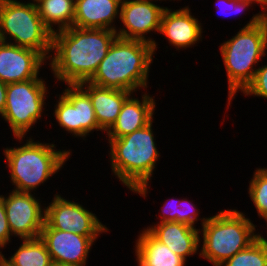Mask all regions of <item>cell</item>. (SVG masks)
I'll return each instance as SVG.
<instances>
[{
	"label": "cell",
	"mask_w": 267,
	"mask_h": 266,
	"mask_svg": "<svg viewBox=\"0 0 267 266\" xmlns=\"http://www.w3.org/2000/svg\"><path fill=\"white\" fill-rule=\"evenodd\" d=\"M0 41L38 51L49 60L53 33L43 23L36 5L6 0L1 12Z\"/></svg>",
	"instance_id": "cell-7"
},
{
	"label": "cell",
	"mask_w": 267,
	"mask_h": 266,
	"mask_svg": "<svg viewBox=\"0 0 267 266\" xmlns=\"http://www.w3.org/2000/svg\"><path fill=\"white\" fill-rule=\"evenodd\" d=\"M109 29L69 27L53 33L49 70L56 80L64 84L88 81L117 38Z\"/></svg>",
	"instance_id": "cell-1"
},
{
	"label": "cell",
	"mask_w": 267,
	"mask_h": 266,
	"mask_svg": "<svg viewBox=\"0 0 267 266\" xmlns=\"http://www.w3.org/2000/svg\"><path fill=\"white\" fill-rule=\"evenodd\" d=\"M169 200V201H168ZM166 200L167 202H164V204L162 205L161 209H159L160 214L159 218L160 221L152 223V224H156V223H162V222H177V209H178V203L180 202V198L176 199L174 197L170 198Z\"/></svg>",
	"instance_id": "cell-29"
},
{
	"label": "cell",
	"mask_w": 267,
	"mask_h": 266,
	"mask_svg": "<svg viewBox=\"0 0 267 266\" xmlns=\"http://www.w3.org/2000/svg\"><path fill=\"white\" fill-rule=\"evenodd\" d=\"M245 214L231 208L210 215L199 229V259L219 266L254 242L261 233L257 232L258 226Z\"/></svg>",
	"instance_id": "cell-6"
},
{
	"label": "cell",
	"mask_w": 267,
	"mask_h": 266,
	"mask_svg": "<svg viewBox=\"0 0 267 266\" xmlns=\"http://www.w3.org/2000/svg\"><path fill=\"white\" fill-rule=\"evenodd\" d=\"M145 90L139 97L135 98L132 93L123 103L117 120L105 133L106 138H120L131 134L135 130L145 127L154 119L156 110L155 96Z\"/></svg>",
	"instance_id": "cell-16"
},
{
	"label": "cell",
	"mask_w": 267,
	"mask_h": 266,
	"mask_svg": "<svg viewBox=\"0 0 267 266\" xmlns=\"http://www.w3.org/2000/svg\"><path fill=\"white\" fill-rule=\"evenodd\" d=\"M45 205V222L52 228L70 231L81 236H101L110 232L106 224L77 200H67L61 194L53 195Z\"/></svg>",
	"instance_id": "cell-10"
},
{
	"label": "cell",
	"mask_w": 267,
	"mask_h": 266,
	"mask_svg": "<svg viewBox=\"0 0 267 266\" xmlns=\"http://www.w3.org/2000/svg\"><path fill=\"white\" fill-rule=\"evenodd\" d=\"M47 63L38 51L0 41V80L5 84L43 78L40 72Z\"/></svg>",
	"instance_id": "cell-14"
},
{
	"label": "cell",
	"mask_w": 267,
	"mask_h": 266,
	"mask_svg": "<svg viewBox=\"0 0 267 266\" xmlns=\"http://www.w3.org/2000/svg\"><path fill=\"white\" fill-rule=\"evenodd\" d=\"M7 84L0 80V116L3 114L6 105Z\"/></svg>",
	"instance_id": "cell-30"
},
{
	"label": "cell",
	"mask_w": 267,
	"mask_h": 266,
	"mask_svg": "<svg viewBox=\"0 0 267 266\" xmlns=\"http://www.w3.org/2000/svg\"><path fill=\"white\" fill-rule=\"evenodd\" d=\"M249 19L234 36L218 46L227 76L226 110L231 109L229 107L237 93H242L253 81L259 62L267 56L265 14L259 11Z\"/></svg>",
	"instance_id": "cell-3"
},
{
	"label": "cell",
	"mask_w": 267,
	"mask_h": 266,
	"mask_svg": "<svg viewBox=\"0 0 267 266\" xmlns=\"http://www.w3.org/2000/svg\"><path fill=\"white\" fill-rule=\"evenodd\" d=\"M165 8L155 4V1L122 0L118 20V23L122 25L117 26V36L122 39L142 40L151 43L155 55L159 44L151 35L157 32L159 34L161 17Z\"/></svg>",
	"instance_id": "cell-11"
},
{
	"label": "cell",
	"mask_w": 267,
	"mask_h": 266,
	"mask_svg": "<svg viewBox=\"0 0 267 266\" xmlns=\"http://www.w3.org/2000/svg\"><path fill=\"white\" fill-rule=\"evenodd\" d=\"M5 1L6 0H0V19H1L2 8H3V5H4Z\"/></svg>",
	"instance_id": "cell-33"
},
{
	"label": "cell",
	"mask_w": 267,
	"mask_h": 266,
	"mask_svg": "<svg viewBox=\"0 0 267 266\" xmlns=\"http://www.w3.org/2000/svg\"><path fill=\"white\" fill-rule=\"evenodd\" d=\"M12 238L5 212L3 194H0V253L7 248V245L10 246L9 243H12Z\"/></svg>",
	"instance_id": "cell-28"
},
{
	"label": "cell",
	"mask_w": 267,
	"mask_h": 266,
	"mask_svg": "<svg viewBox=\"0 0 267 266\" xmlns=\"http://www.w3.org/2000/svg\"><path fill=\"white\" fill-rule=\"evenodd\" d=\"M191 11L189 5L179 9L166 7L161 17L159 34L178 52L198 46L199 41L202 42L204 38V24Z\"/></svg>",
	"instance_id": "cell-15"
},
{
	"label": "cell",
	"mask_w": 267,
	"mask_h": 266,
	"mask_svg": "<svg viewBox=\"0 0 267 266\" xmlns=\"http://www.w3.org/2000/svg\"><path fill=\"white\" fill-rule=\"evenodd\" d=\"M78 85L89 95L97 123L106 133L117 120L123 103L132 92L98 87L87 81L78 83Z\"/></svg>",
	"instance_id": "cell-19"
},
{
	"label": "cell",
	"mask_w": 267,
	"mask_h": 266,
	"mask_svg": "<svg viewBox=\"0 0 267 266\" xmlns=\"http://www.w3.org/2000/svg\"><path fill=\"white\" fill-rule=\"evenodd\" d=\"M153 55L151 43L117 37L87 82L132 93L145 91L149 87Z\"/></svg>",
	"instance_id": "cell-4"
},
{
	"label": "cell",
	"mask_w": 267,
	"mask_h": 266,
	"mask_svg": "<svg viewBox=\"0 0 267 266\" xmlns=\"http://www.w3.org/2000/svg\"><path fill=\"white\" fill-rule=\"evenodd\" d=\"M37 193L10 190L3 195L5 212L12 237L36 239L40 237L45 222V206ZM40 200V201H39Z\"/></svg>",
	"instance_id": "cell-12"
},
{
	"label": "cell",
	"mask_w": 267,
	"mask_h": 266,
	"mask_svg": "<svg viewBox=\"0 0 267 266\" xmlns=\"http://www.w3.org/2000/svg\"><path fill=\"white\" fill-rule=\"evenodd\" d=\"M45 79L35 78L7 84L6 105L1 119L7 122L14 137H26L28 132L30 134L35 124L42 122L43 113L48 111L45 107L48 103L45 101L50 96V88Z\"/></svg>",
	"instance_id": "cell-8"
},
{
	"label": "cell",
	"mask_w": 267,
	"mask_h": 266,
	"mask_svg": "<svg viewBox=\"0 0 267 266\" xmlns=\"http://www.w3.org/2000/svg\"><path fill=\"white\" fill-rule=\"evenodd\" d=\"M146 1H155L158 3V1H160L159 3H161L162 1H167V0H146ZM168 1H172V0H168ZM176 1V0H173ZM177 1H181V0H177Z\"/></svg>",
	"instance_id": "cell-35"
},
{
	"label": "cell",
	"mask_w": 267,
	"mask_h": 266,
	"mask_svg": "<svg viewBox=\"0 0 267 266\" xmlns=\"http://www.w3.org/2000/svg\"><path fill=\"white\" fill-rule=\"evenodd\" d=\"M153 123L154 119L145 127L120 138H104L109 144L111 175L142 198L150 194L149 185L161 156Z\"/></svg>",
	"instance_id": "cell-2"
},
{
	"label": "cell",
	"mask_w": 267,
	"mask_h": 266,
	"mask_svg": "<svg viewBox=\"0 0 267 266\" xmlns=\"http://www.w3.org/2000/svg\"><path fill=\"white\" fill-rule=\"evenodd\" d=\"M51 266H77V265H68V264L53 263Z\"/></svg>",
	"instance_id": "cell-34"
},
{
	"label": "cell",
	"mask_w": 267,
	"mask_h": 266,
	"mask_svg": "<svg viewBox=\"0 0 267 266\" xmlns=\"http://www.w3.org/2000/svg\"><path fill=\"white\" fill-rule=\"evenodd\" d=\"M14 139L21 145L3 147L2 152L14 191L36 192L39 186H43L52 176L59 174L58 172L72 156L71 148L60 150L56 148L57 144L52 142L34 141L32 135L26 139L25 137H14Z\"/></svg>",
	"instance_id": "cell-5"
},
{
	"label": "cell",
	"mask_w": 267,
	"mask_h": 266,
	"mask_svg": "<svg viewBox=\"0 0 267 266\" xmlns=\"http://www.w3.org/2000/svg\"><path fill=\"white\" fill-rule=\"evenodd\" d=\"M122 0H75L73 26L116 31Z\"/></svg>",
	"instance_id": "cell-18"
},
{
	"label": "cell",
	"mask_w": 267,
	"mask_h": 266,
	"mask_svg": "<svg viewBox=\"0 0 267 266\" xmlns=\"http://www.w3.org/2000/svg\"><path fill=\"white\" fill-rule=\"evenodd\" d=\"M29 3H32L33 5L39 4L43 0H27Z\"/></svg>",
	"instance_id": "cell-32"
},
{
	"label": "cell",
	"mask_w": 267,
	"mask_h": 266,
	"mask_svg": "<svg viewBox=\"0 0 267 266\" xmlns=\"http://www.w3.org/2000/svg\"><path fill=\"white\" fill-rule=\"evenodd\" d=\"M261 235L246 249L239 251L219 266H267L266 235Z\"/></svg>",
	"instance_id": "cell-23"
},
{
	"label": "cell",
	"mask_w": 267,
	"mask_h": 266,
	"mask_svg": "<svg viewBox=\"0 0 267 266\" xmlns=\"http://www.w3.org/2000/svg\"><path fill=\"white\" fill-rule=\"evenodd\" d=\"M11 256L0 253V261L5 266H51V256L45 243L39 238L23 239Z\"/></svg>",
	"instance_id": "cell-21"
},
{
	"label": "cell",
	"mask_w": 267,
	"mask_h": 266,
	"mask_svg": "<svg viewBox=\"0 0 267 266\" xmlns=\"http://www.w3.org/2000/svg\"><path fill=\"white\" fill-rule=\"evenodd\" d=\"M54 104L53 117L58 126L84 141L94 131H104L99 127L89 95L78 84H65Z\"/></svg>",
	"instance_id": "cell-9"
},
{
	"label": "cell",
	"mask_w": 267,
	"mask_h": 266,
	"mask_svg": "<svg viewBox=\"0 0 267 266\" xmlns=\"http://www.w3.org/2000/svg\"><path fill=\"white\" fill-rule=\"evenodd\" d=\"M137 235L134 252L138 266H186V261L158 241L147 229Z\"/></svg>",
	"instance_id": "cell-20"
},
{
	"label": "cell",
	"mask_w": 267,
	"mask_h": 266,
	"mask_svg": "<svg viewBox=\"0 0 267 266\" xmlns=\"http://www.w3.org/2000/svg\"><path fill=\"white\" fill-rule=\"evenodd\" d=\"M36 6L43 23L52 33L73 26L75 0H43Z\"/></svg>",
	"instance_id": "cell-22"
},
{
	"label": "cell",
	"mask_w": 267,
	"mask_h": 266,
	"mask_svg": "<svg viewBox=\"0 0 267 266\" xmlns=\"http://www.w3.org/2000/svg\"><path fill=\"white\" fill-rule=\"evenodd\" d=\"M267 63V62H266ZM246 97H260L267 99V64L258 67L256 70L253 81L242 92Z\"/></svg>",
	"instance_id": "cell-26"
},
{
	"label": "cell",
	"mask_w": 267,
	"mask_h": 266,
	"mask_svg": "<svg viewBox=\"0 0 267 266\" xmlns=\"http://www.w3.org/2000/svg\"><path fill=\"white\" fill-rule=\"evenodd\" d=\"M99 237L52 229L46 222L40 234L53 263L77 266H87L89 253Z\"/></svg>",
	"instance_id": "cell-13"
},
{
	"label": "cell",
	"mask_w": 267,
	"mask_h": 266,
	"mask_svg": "<svg viewBox=\"0 0 267 266\" xmlns=\"http://www.w3.org/2000/svg\"><path fill=\"white\" fill-rule=\"evenodd\" d=\"M144 228L186 262L187 257L200 254L199 226L194 228L181 222H162Z\"/></svg>",
	"instance_id": "cell-17"
},
{
	"label": "cell",
	"mask_w": 267,
	"mask_h": 266,
	"mask_svg": "<svg viewBox=\"0 0 267 266\" xmlns=\"http://www.w3.org/2000/svg\"><path fill=\"white\" fill-rule=\"evenodd\" d=\"M193 200L189 201L187 198L180 199L177 209V222L188 224L191 227L196 228L198 221H201V226L208 220L209 217H200V209L197 208Z\"/></svg>",
	"instance_id": "cell-25"
},
{
	"label": "cell",
	"mask_w": 267,
	"mask_h": 266,
	"mask_svg": "<svg viewBox=\"0 0 267 266\" xmlns=\"http://www.w3.org/2000/svg\"><path fill=\"white\" fill-rule=\"evenodd\" d=\"M254 5L258 4L260 8L262 9L261 11L265 14L267 12V0H251Z\"/></svg>",
	"instance_id": "cell-31"
},
{
	"label": "cell",
	"mask_w": 267,
	"mask_h": 266,
	"mask_svg": "<svg viewBox=\"0 0 267 266\" xmlns=\"http://www.w3.org/2000/svg\"><path fill=\"white\" fill-rule=\"evenodd\" d=\"M249 181L248 194L253 203L258 218L264 219L267 224V168H255Z\"/></svg>",
	"instance_id": "cell-24"
},
{
	"label": "cell",
	"mask_w": 267,
	"mask_h": 266,
	"mask_svg": "<svg viewBox=\"0 0 267 266\" xmlns=\"http://www.w3.org/2000/svg\"><path fill=\"white\" fill-rule=\"evenodd\" d=\"M215 8L221 17L241 15L245 11L254 8L251 0H215ZM217 14V13H216ZM236 17V16H235Z\"/></svg>",
	"instance_id": "cell-27"
}]
</instances>
